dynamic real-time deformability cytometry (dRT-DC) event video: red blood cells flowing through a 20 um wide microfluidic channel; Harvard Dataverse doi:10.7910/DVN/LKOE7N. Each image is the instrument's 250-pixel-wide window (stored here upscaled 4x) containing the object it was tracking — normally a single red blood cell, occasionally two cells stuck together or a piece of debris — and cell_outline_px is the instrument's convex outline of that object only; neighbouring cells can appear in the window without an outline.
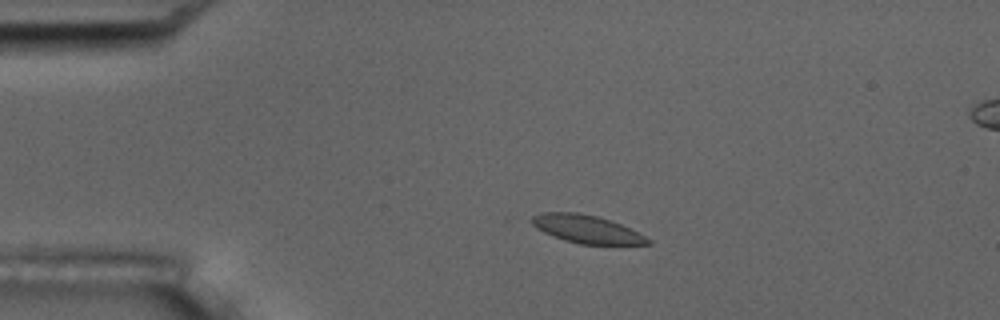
{"species": "common noctule bat (a hibernating species)", "species_latin": "Nyctalus noctula", "temperature_condition": "room temperature", "stored_images_in_passage": 8, "camera_frame_rate_fps": 3000, "um_per_image_px": 0.085, "animal": {"sex": "male", "body_mass_g": 17.5, "forearm_length_mm": 52.3}, "frame": {"image": 1, "passage_image": 3, "time_ms": 2.333, "image_size_px": [1000, 320], "cell_outline_px": [[652, 244], [580, 244], [564, 240], [552, 236], [536, 228], [532, 224], [532, 216], [540, 212], [580, 212], [596, 216], [620, 224], [652, 240]], "centroid_in_image_um": [49.82, 19.47], "position_along_channel_um": 35.2, "area_um2": 18.73}}
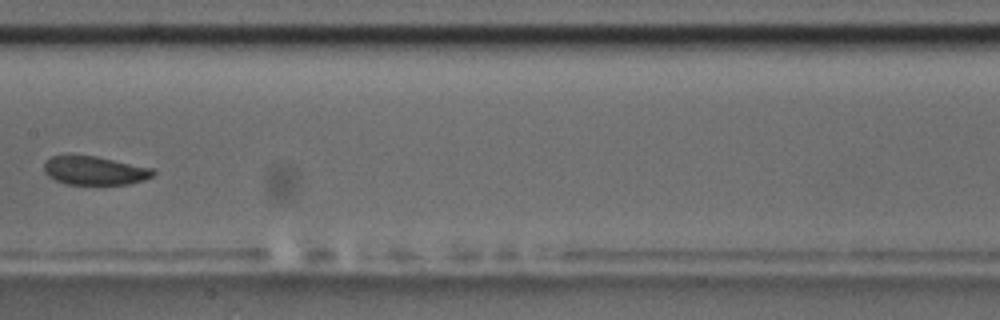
{"frame": {"image": 2, "passage_image": 7, "time_ms": 8.0, "image_size_px": [1000, 320], "cell_outline_px": [[156, 172], [152, 176], [144, 180], [128, 184], [64, 184], [48, 176], [44, 172], [44, 160], [52, 156], [96, 156], [152, 168]], "centroid_in_image_um": [8.03, 14.5], "position_along_channel_um": 199.4, "area_um2": 18.09}}
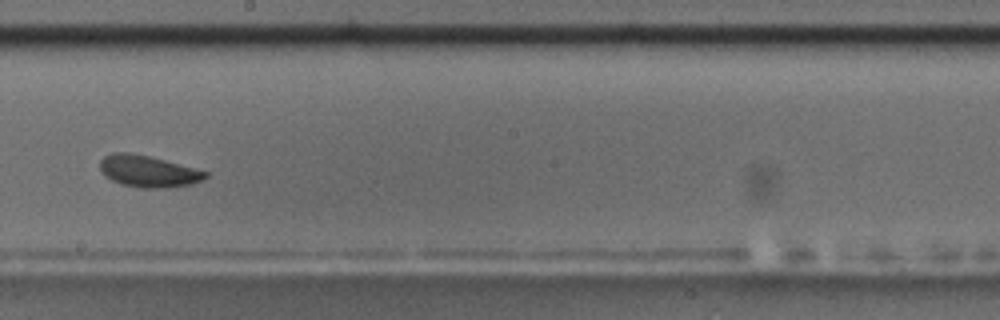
{"frame": {"image": 3, "passage_image": 8, "time_ms": 9.0, "image_size_px": [1000, 320], "cell_outline_px": [[208, 176], [204, 180], [192, 184], [160, 188], [140, 188], [124, 184], [112, 180], [104, 176], [100, 172], [100, 160], [104, 156], [112, 152], [128, 152], [148, 156], [164, 160], [208, 172]], "centroid_in_image_um": [12.57, 14.56], "position_along_channel_um": 235.6, "area_um2": 19.36}}